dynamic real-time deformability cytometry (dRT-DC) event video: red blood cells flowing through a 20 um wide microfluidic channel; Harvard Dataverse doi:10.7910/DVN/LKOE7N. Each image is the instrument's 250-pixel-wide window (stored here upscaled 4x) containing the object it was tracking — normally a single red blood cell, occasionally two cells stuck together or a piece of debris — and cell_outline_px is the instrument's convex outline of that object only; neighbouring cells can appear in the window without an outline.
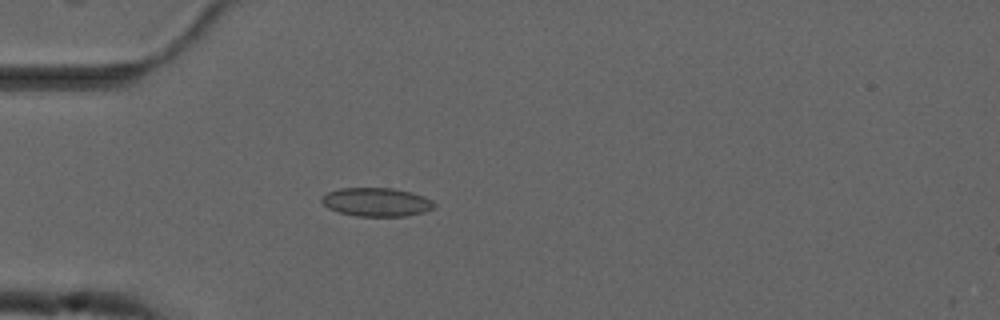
{"species": "common noctule bat (a hibernating species)", "species_latin": "Nyctalus noctula", "temperature_condition": "cold", "stored_images_in_passage": 15, "camera_frame_rate_fps": 3000, "um_per_image_px": 0.085, "animal": {"sex": "male", "forearm_length_mm": 52.5}, "frame": {"image": 1, "passage_image": 15, "time_ms": 4.667, "image_size_px": [1000, 320], "cell_outline_px": [[436, 204], [432, 208], [424, 212], [404, 216], [356, 216], [340, 212], [328, 208], [320, 200], [328, 192], [340, 188], [392, 188], [412, 192], [424, 196], [432, 200]], "centroid_in_image_um": [32.02, 17.17], "position_along_channel_um": 53.0, "area_um2": 18.67}}